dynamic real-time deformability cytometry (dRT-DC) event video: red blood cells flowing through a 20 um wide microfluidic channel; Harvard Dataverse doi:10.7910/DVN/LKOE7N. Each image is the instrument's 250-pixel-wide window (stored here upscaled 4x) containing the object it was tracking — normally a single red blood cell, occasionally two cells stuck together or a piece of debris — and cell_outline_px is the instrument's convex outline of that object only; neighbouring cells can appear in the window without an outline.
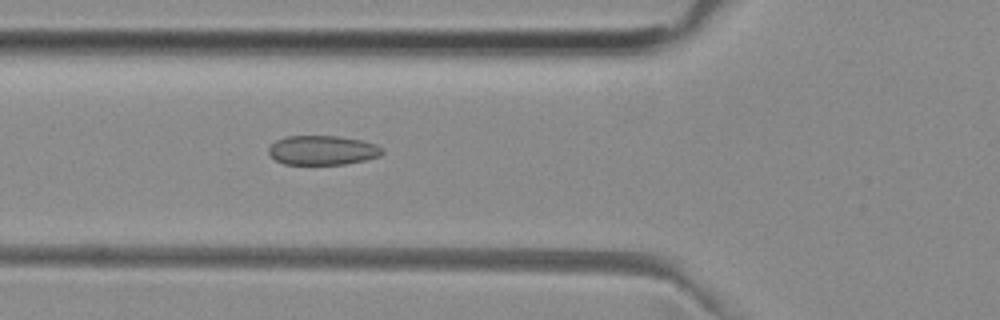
{"species": "common noctule bat (a hibernating species)", "species_latin": "Nyctalus noctula", "temperature_condition": "room temperature", "stored_images_in_passage": 41, "camera_frame_rate_fps": 3000, "um_per_image_px": 0.085, "animal": {"sex": "female", "body_mass_g": 29.2, "forearm_length_mm": 56.3}, "frame": {"image": 1, "passage_image": 8, "time_ms": 2.333, "image_size_px": [1000, 320], "cell_outline_px": [[384, 152], [380, 156], [364, 160], [344, 164], [284, 164], [276, 160], [268, 152], [268, 148], [276, 140], [288, 136], [340, 136], [360, 140], [376, 144], [384, 148]], "centroid_in_image_um": [27.44, 12.76], "position_along_channel_um": 98.4, "area_um2": 19.42}}
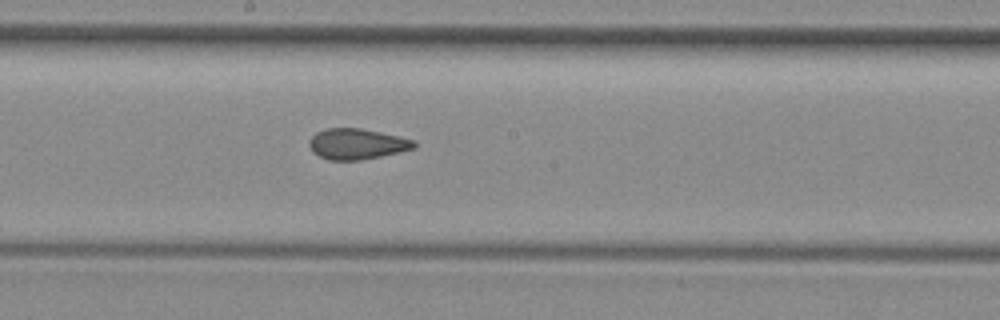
{"frame": {"image": 2, "passage_image": 17, "time_ms": 5.333, "image_size_px": [1000, 320], "cell_outline_px": [[416, 148], [380, 156], [360, 160], [328, 160], [312, 152], [308, 144], [308, 140], [316, 132], [324, 128], [360, 128], [380, 132], [416, 140]], "centroid_in_image_um": [30.31, 12.23], "position_along_channel_um": 217.9, "area_um2": 18.84}}
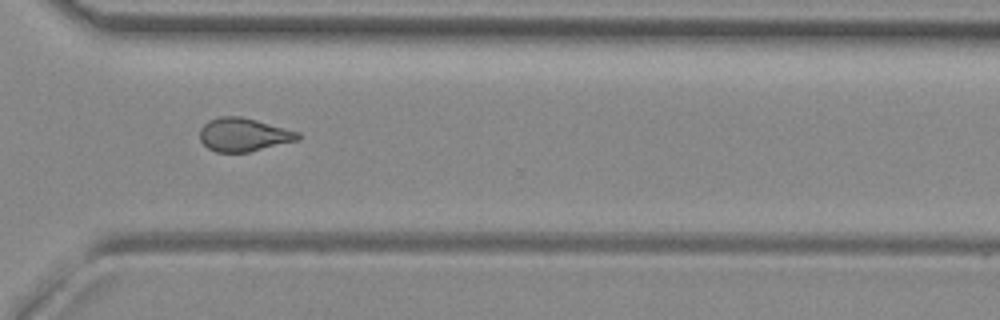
{"frame": {"image": 3, "passage_image": 27, "time_ms": 8.667, "image_size_px": [1000, 320], "cell_outline_px": [[300, 140], [248, 152], [216, 152], [208, 148], [200, 140], [200, 128], [208, 120], [220, 116], [240, 116], [256, 120], [300, 132]], "centroid_in_image_um": [20.71, 11.45], "position_along_channel_um": 349.9, "area_um2": 19.13}, "authors_computed_cell_mechanics": {"area_um2": 19.3052, "velocity_mm_per_s": 3.9709, "shape_relaxation_time_tau1_ms": null, "shape_relaxation_time_tau2_ms": 1.6708, "deformation_change_tau1": null, "deformation_change_tau2": 0.0902}}